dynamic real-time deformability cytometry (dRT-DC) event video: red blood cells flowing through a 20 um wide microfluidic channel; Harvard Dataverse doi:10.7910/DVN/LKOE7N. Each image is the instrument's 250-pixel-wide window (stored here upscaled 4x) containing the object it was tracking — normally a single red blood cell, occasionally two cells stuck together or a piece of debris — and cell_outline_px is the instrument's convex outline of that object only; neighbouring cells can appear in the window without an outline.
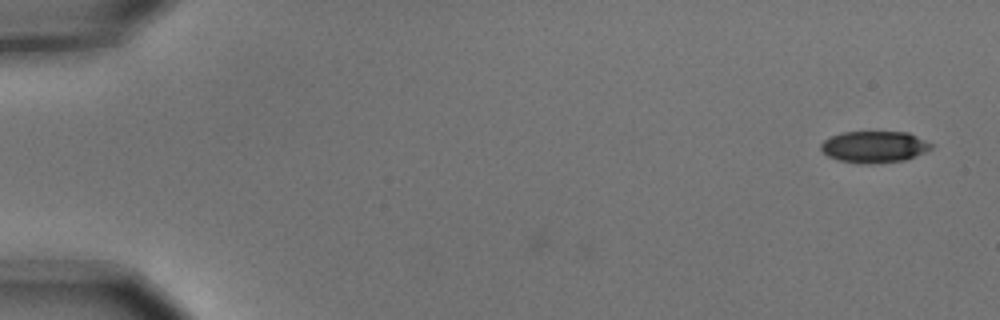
{"species": "common noctule bat (a hibernating species)", "species_latin": "Nyctalus noctula", "temperature_condition": "cold", "stored_images_in_passage": 2, "camera_frame_rate_fps": 3000, "um_per_image_px": 0.085, "animal": {"sex": "male", "body_mass_g": 15.6}, "frame": {"image": 1, "passage_image": 2, "time_ms": 0.333, "image_size_px": [1000, 320], "cell_outline_px": [[932, 148], [924, 152], [904, 160], [872, 164], [868, 164], [840, 160], [828, 156], [820, 148], [820, 144], [824, 140], [840, 132], [908, 132], [932, 144]], "centroid_in_image_um": [74.29, 12.47], "position_along_channel_um": 10.7, "area_um2": 20.06}}